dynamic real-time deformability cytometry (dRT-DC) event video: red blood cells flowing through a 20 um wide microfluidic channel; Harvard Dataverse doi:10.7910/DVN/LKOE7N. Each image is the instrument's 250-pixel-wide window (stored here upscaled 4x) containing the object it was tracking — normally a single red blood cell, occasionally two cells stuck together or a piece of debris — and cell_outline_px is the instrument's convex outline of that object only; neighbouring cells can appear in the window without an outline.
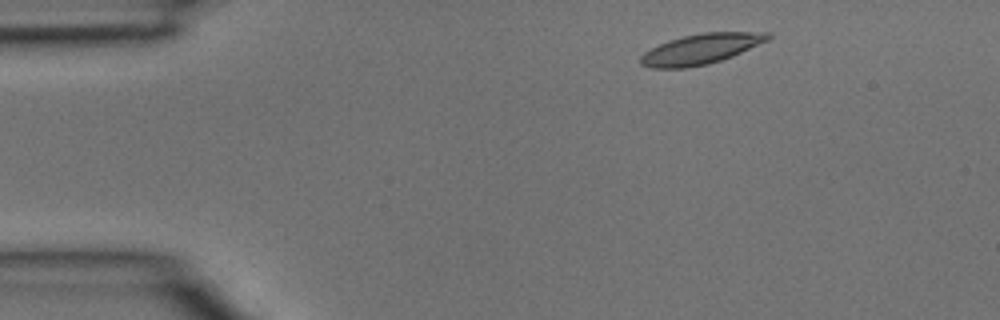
{"species": "common noctule bat (a hibernating species)", "species_latin": "Nyctalus noctula", "temperature_condition": "room temperature", "stored_images_in_passage": 23, "camera_frame_rate_fps": 3000, "um_per_image_px": 0.085, "animal": {"sex": "male", "body_mass_g": 15.6}, "frame": {"image": 1, "passage_image": 1, "time_ms": 0.0, "image_size_px": [1000, 320], "cell_outline_px": [[772, 36], [768, 40], [732, 56], [708, 64], [684, 68], [652, 68], [640, 64], [640, 56], [644, 52], [668, 40], [684, 36], [704, 32], [768, 32]], "centroid_in_image_um": [59.56, 4.16], "position_along_channel_um": 25.4, "area_um2": 22.25}}
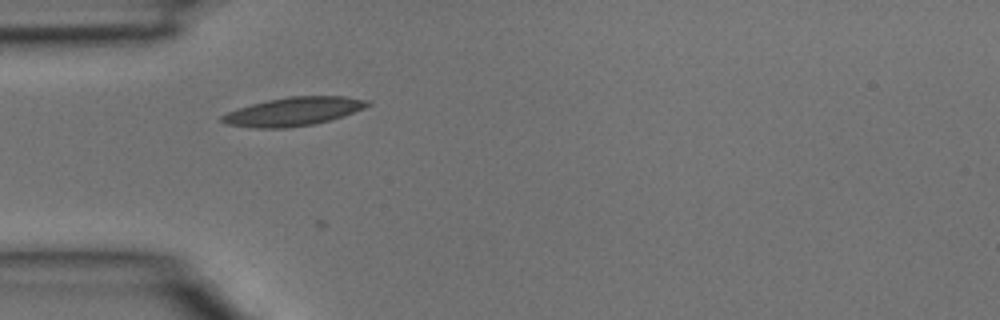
{"frame": {"image": 2, "passage_image": 7, "time_ms": 2.0, "image_size_px": [1000, 320], "cell_outline_px": [[372, 104], [364, 108], [344, 116], [312, 124], [284, 128], [252, 128], [228, 124], [220, 120], [220, 116], [228, 112], [252, 104], [268, 100], [288, 96], [344, 96], [368, 100]], "centroid_in_image_um": [24.96, 9.47], "position_along_channel_um": 60.0, "area_um2": 23.99}}
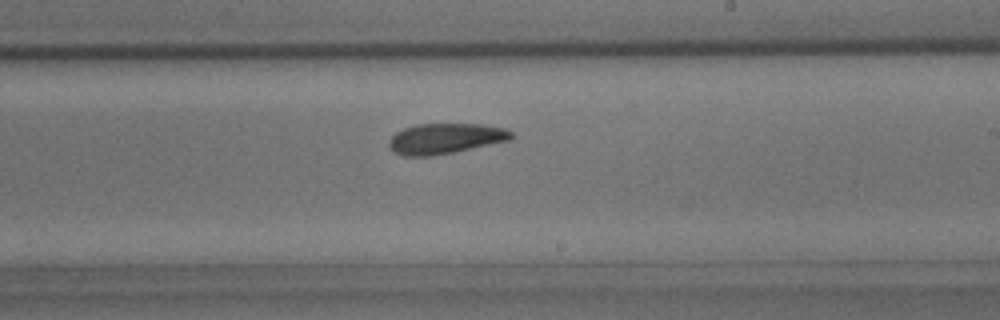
{"frame": {"image": 3, "passage_image": 19, "time_ms": 6.0, "image_size_px": [1000, 320], "cell_outline_px": [[516, 136], [508, 140], [452, 152], [432, 156], [404, 156], [396, 152], [388, 144], [388, 140], [396, 132], [404, 128], [416, 124], [480, 124], [504, 128], [512, 132]], "centroid_in_image_um": [37.84, 11.76], "position_along_channel_um": 251.2, "area_um2": 21.44}}